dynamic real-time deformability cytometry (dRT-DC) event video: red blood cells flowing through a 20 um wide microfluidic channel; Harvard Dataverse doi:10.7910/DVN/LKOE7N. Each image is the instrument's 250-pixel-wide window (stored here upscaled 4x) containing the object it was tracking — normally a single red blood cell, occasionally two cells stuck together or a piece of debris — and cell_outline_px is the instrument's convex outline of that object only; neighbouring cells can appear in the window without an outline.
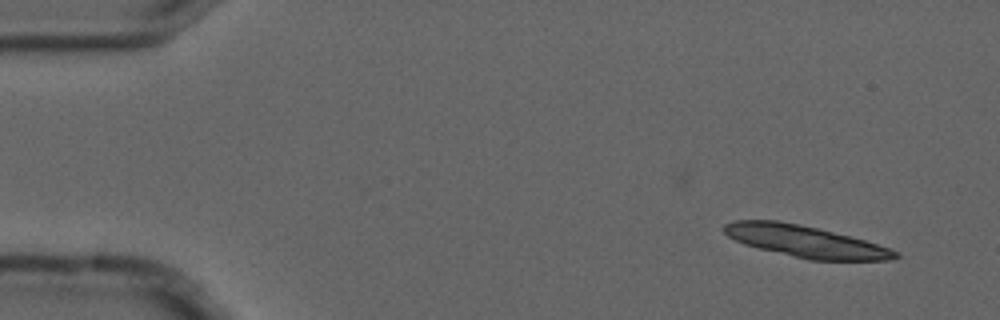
{"species": "common noctule bat (a hibernating species)", "species_latin": "Nyctalus noctula", "temperature_condition": "cold", "stored_images_in_passage": 7, "camera_frame_rate_fps": 3000, "um_per_image_px": 0.085, "animal": {"sex": "male", "forearm_length_mm": 52.5}, "frame": {"image": 1, "passage_image": 1, "time_ms": 0.0, "image_size_px": [1000, 320], "cell_outline_px": [[900, 256], [892, 260], [808, 260], [744, 244], [728, 236], [720, 228], [724, 224], [732, 220], [776, 220], [800, 224], [820, 228], [864, 240], [900, 252]], "centroid_in_image_um": [68.43, 20.51], "position_along_channel_um": 16.6, "area_um2": 31.56}}
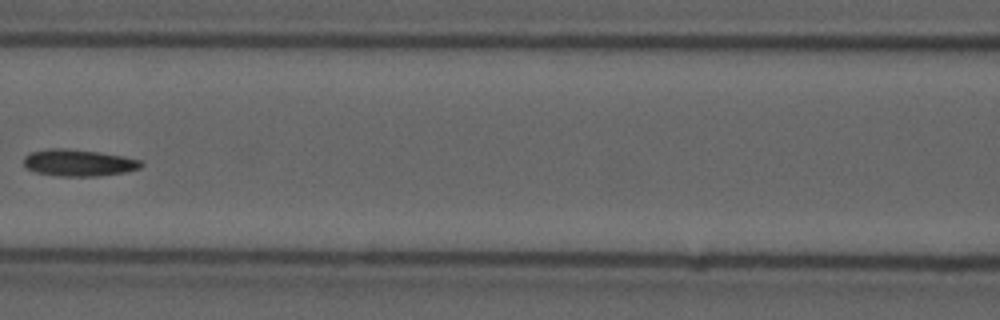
{"frame": {"image": 2, "passage_image": 6, "time_ms": 1.667, "image_size_px": [1000, 320], "cell_outline_px": [[144, 164], [140, 168], [124, 172], [96, 176], [60, 176], [36, 172], [28, 168], [24, 164], [24, 156], [32, 152], [48, 148], [64, 148], [100, 152], [124, 156], [140, 160]], "centroid_in_image_um": [6.69, 13.82], "position_along_channel_um": 159.9, "area_um2": 18.21}}
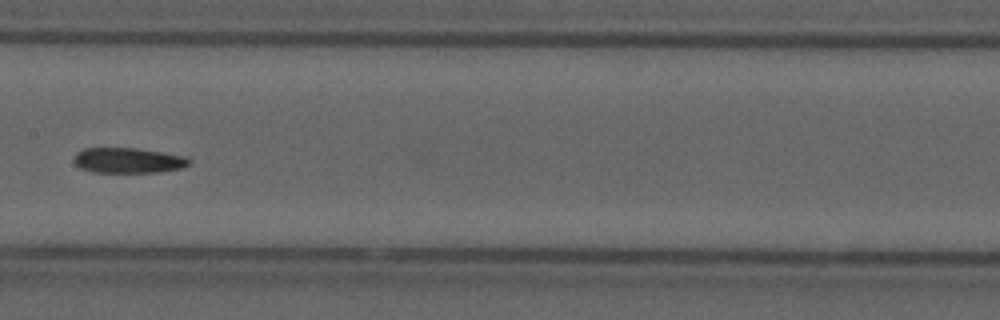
{"frame": {"image": 3, "passage_image": 7, "time_ms": 2.0, "image_size_px": [1000, 320], "cell_outline_px": [[192, 164], [180, 168], [156, 172], [92, 172], [80, 168], [72, 160], [76, 152], [84, 148], [136, 148], [188, 156], [192, 160]], "centroid_in_image_um": [10.91, 13.63], "position_along_channel_um": 196.5, "area_um2": 17.17}}